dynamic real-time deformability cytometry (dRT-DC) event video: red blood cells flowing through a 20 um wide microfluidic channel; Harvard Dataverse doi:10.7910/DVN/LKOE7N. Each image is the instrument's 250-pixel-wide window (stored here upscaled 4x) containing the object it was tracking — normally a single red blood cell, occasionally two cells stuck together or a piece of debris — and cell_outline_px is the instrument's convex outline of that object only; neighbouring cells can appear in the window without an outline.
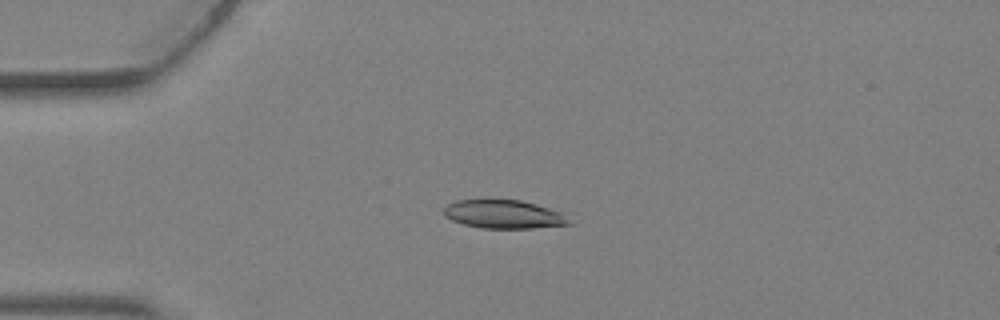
{"species": "Egyptian fruit bat (a non-hibernating species)", "species_latin": "Rousettus aegyptiacus", "temperature_condition": "warm", "stored_images_in_passage": 3, "camera_frame_rate_fps": 3000, "um_per_image_px": 0.085, "animal": {"sex": "female"}, "frame": {"image": 1, "passage_image": 3, "time_ms": 0.667, "image_size_px": [1000, 320], "cell_outline_px": [[572, 224], [532, 228], [480, 228], [464, 224], [452, 220], [444, 216], [444, 208], [448, 204], [456, 200], [488, 196], [520, 200], [536, 204], [564, 212]], "centroid_in_image_um": [42.79, 18.16], "position_along_channel_um": 42.2, "area_um2": 21.73}}